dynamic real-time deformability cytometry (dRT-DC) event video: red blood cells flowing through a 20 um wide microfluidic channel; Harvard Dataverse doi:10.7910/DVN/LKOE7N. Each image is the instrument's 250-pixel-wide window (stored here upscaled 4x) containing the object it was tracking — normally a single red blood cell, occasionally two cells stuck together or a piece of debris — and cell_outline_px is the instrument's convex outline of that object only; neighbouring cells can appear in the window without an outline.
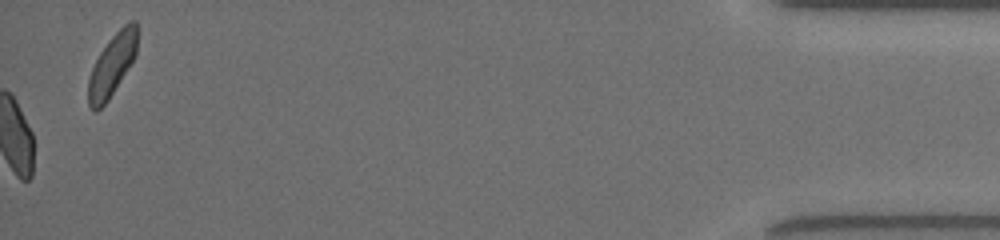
{"species": "common noctule bat (a hibernating species)", "species_latin": "Nyctalus noctula", "temperature_condition": "room temperature", "stored_images_in_passage": 42, "camera_frame_rate_fps": 3000, "um_per_image_px": 0.085, "animal": {"sex": "female", "body_mass_g": 19.5, "forearm_length_mm": 54.1}, "frame": {"image": 1, "passage_image": 42, "time_ms": 13.667, "image_size_px": [1000, 240], "cell_outline_px": [[136, 56], [108, 100], [96, 112], [88, 104], [88, 80], [92, 68], [100, 52], [112, 36], [128, 20], [136, 20]], "centroid_in_image_um": [9.52, 5.52], "position_along_channel_um": 425.7, "area_um2": 17.4}, "authors_computed_cell_mechanics": {"area_um2": 19.363, "velocity_mm_per_s": 4.0276, "shape_relaxation_time_tau1_ms": null, "shape_relaxation_time_tau2_ms": 0.987, "deformation_change_tau1": null, "deformation_change_tau2": 0.0422}}